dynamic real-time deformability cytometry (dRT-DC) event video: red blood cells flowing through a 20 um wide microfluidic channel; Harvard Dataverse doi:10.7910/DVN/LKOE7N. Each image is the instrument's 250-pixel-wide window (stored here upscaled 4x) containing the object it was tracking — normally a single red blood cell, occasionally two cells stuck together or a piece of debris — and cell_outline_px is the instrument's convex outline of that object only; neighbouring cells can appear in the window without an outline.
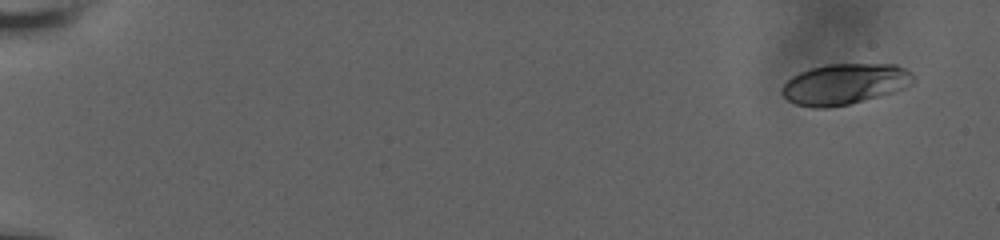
{"species": "human", "species_latin": "Homo sapiens", "temperature_condition": "room temperature", "stored_images_in_passage": 34, "camera_frame_rate_fps": 3000, "um_per_image_px": 0.085, "donor": {"sex": "male"}, "frame": {"image": 1, "passage_image": 1, "time_ms": 0.0, "image_size_px": [1000, 240], "cell_outline_px": [[916, 80], [912, 84], [904, 88], [892, 92], [848, 104], [824, 108], [816, 108], [796, 104], [788, 100], [780, 92], [780, 88], [792, 76], [800, 72], [812, 68], [828, 64], [896, 64], [904, 68]], "centroid_in_image_um": [71.77, 7.14], "position_along_channel_um": 13.2, "area_um2": 30.92}}
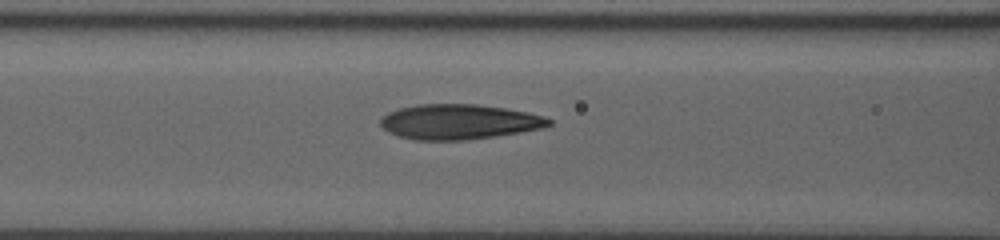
{"frame": {"image": 2, "passage_image": 27, "time_ms": 8.0, "image_size_px": [1000, 240], "cell_outline_px": [[552, 124], [544, 128], [496, 136], [468, 140], [416, 140], [400, 136], [388, 132], [380, 124], [380, 116], [388, 112], [400, 108], [416, 104], [476, 104], [504, 108], [528, 112], [544, 116], [552, 120]], "centroid_in_image_um": [39.02, 10.35], "position_along_channel_um": 127.6, "area_um2": 34.56}}
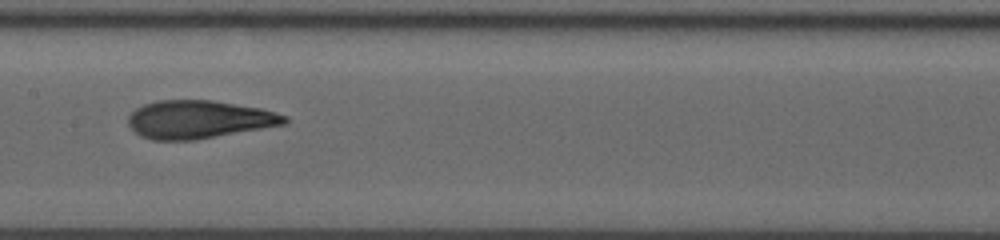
{"frame": {"image": 3, "passage_image": 33, "time_ms": 9.667, "image_size_px": [1000, 240], "cell_outline_px": [[288, 120], [284, 124], [196, 140], [152, 140], [140, 136], [128, 124], [128, 116], [136, 108], [144, 104], [156, 100], [212, 100], [260, 108], [276, 112], [288, 116]], "centroid_in_image_um": [16.88, 10.15], "position_along_channel_um": 190.5, "area_um2": 34.62}}